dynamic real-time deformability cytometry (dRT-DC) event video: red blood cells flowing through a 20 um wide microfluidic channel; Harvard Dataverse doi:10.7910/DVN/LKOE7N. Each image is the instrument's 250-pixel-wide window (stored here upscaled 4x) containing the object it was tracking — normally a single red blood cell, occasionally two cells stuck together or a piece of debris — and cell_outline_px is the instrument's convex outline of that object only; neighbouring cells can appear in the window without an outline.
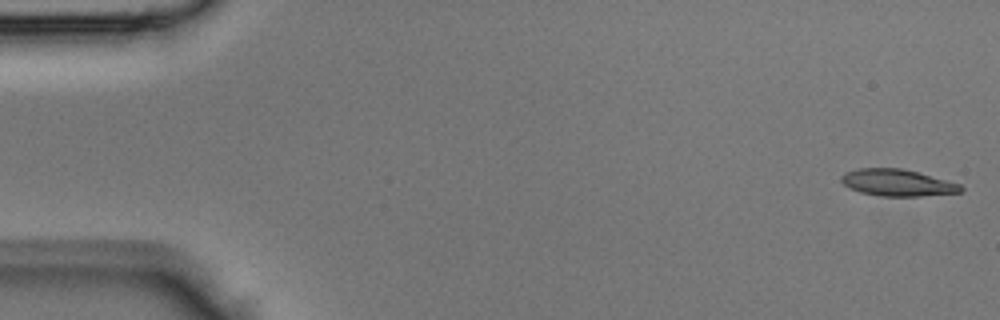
{"species": "Egyptian fruit bat (a non-hibernating species)", "species_latin": "Rousettus aegyptiacus", "temperature_condition": "room temperature", "stored_images_in_passage": 44, "camera_frame_rate_fps": 3000, "um_per_image_px": 0.085, "animal": {"sex": "male"}, "frame": {"image": 1, "passage_image": 1, "time_ms": 0.0, "image_size_px": [1000, 320], "cell_outline_px": [[964, 192], [920, 196], [880, 196], [860, 192], [848, 188], [840, 180], [840, 176], [844, 172], [856, 168], [900, 168], [916, 172], [960, 184], [964, 188]], "centroid_in_image_um": [76.23, 15.53], "position_along_channel_um": 8.8, "area_um2": 18.67}}
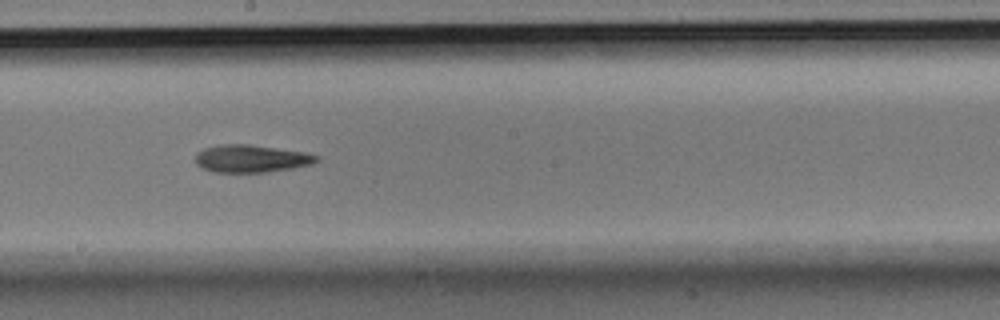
{"frame": {"image": 2, "passage_image": 24, "time_ms": 7.667, "image_size_px": [1000, 320], "cell_outline_px": [[320, 160], [312, 164], [292, 168], [264, 172], [216, 172], [204, 168], [196, 164], [196, 152], [204, 148], [220, 144], [248, 144], [308, 152], [320, 156]], "centroid_in_image_um": [21.39, 13.47], "position_along_channel_um": 226.8, "area_um2": 19.54}}
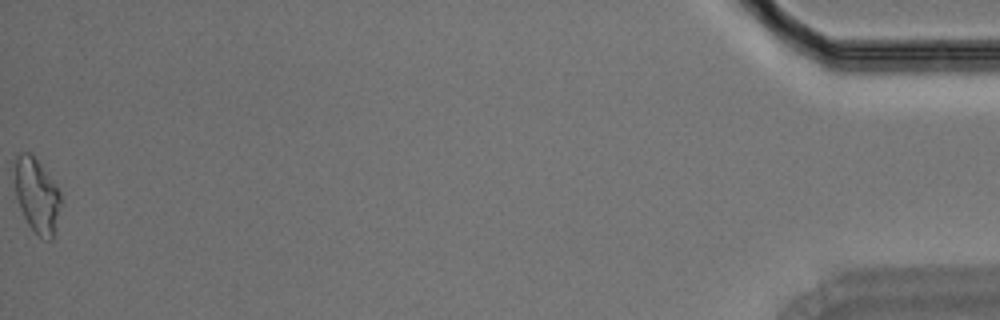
{"frame": {"image": 3, "passage_image": 44, "time_ms": 14.333, "image_size_px": [1000, 320], "cell_outline_px": [[60, 204], [52, 240], [48, 240], [40, 236], [28, 224], [20, 208], [16, 196], [16, 152], [32, 152], [56, 184], [60, 192]], "centroid_in_image_um": [3.13, 16.56], "position_along_channel_um": 432.1, "area_um2": 19.65}}